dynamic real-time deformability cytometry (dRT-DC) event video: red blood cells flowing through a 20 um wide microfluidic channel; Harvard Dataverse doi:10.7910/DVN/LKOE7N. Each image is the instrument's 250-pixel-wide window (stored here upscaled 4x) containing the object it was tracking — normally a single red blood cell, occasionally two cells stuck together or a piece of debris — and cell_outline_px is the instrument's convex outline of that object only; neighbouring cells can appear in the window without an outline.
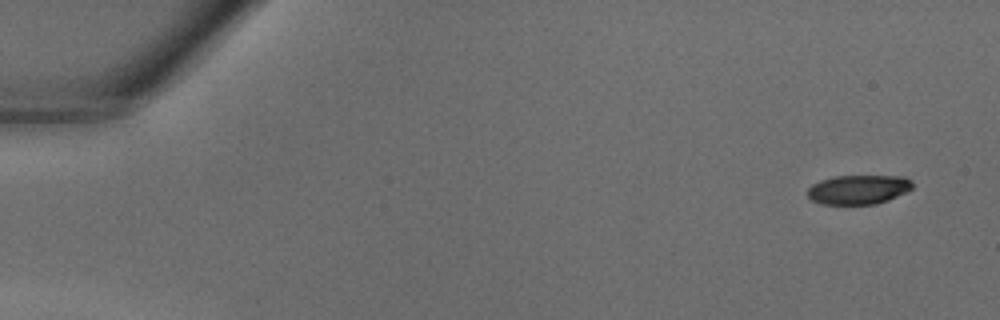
{"species": "common noctule bat (a hibernating species)", "species_latin": "Nyctalus noctula", "temperature_condition": "warm", "stored_images_in_passage": 39, "camera_frame_rate_fps": 3000, "um_per_image_px": 0.085, "animal": {"sex": "male", "body_mass_g": 18.8}, "frame": {"image": 1, "passage_image": 1, "time_ms": 0.0, "image_size_px": [1000, 320], "cell_outline_px": [[912, 188], [888, 200], [876, 204], [820, 204], [812, 200], [808, 196], [808, 188], [812, 184], [820, 180], [836, 176], [904, 176], [912, 180]], "centroid_in_image_um": [72.95, 16.11], "position_along_channel_um": 12.1, "area_um2": 17.86}}
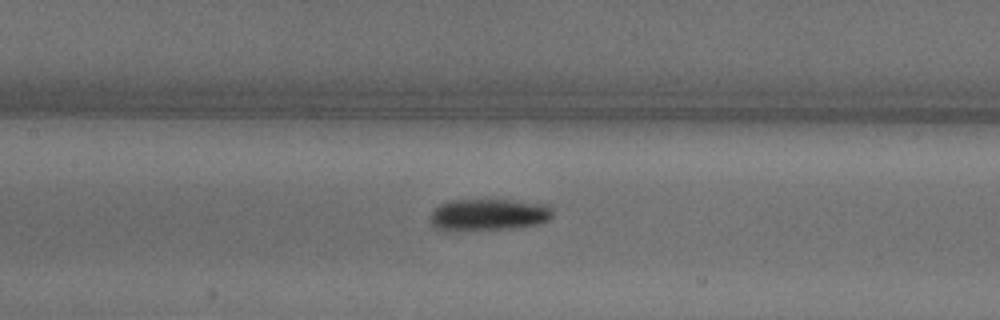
{"frame": {"image": 2, "passage_image": 18, "time_ms": 5.667, "image_size_px": [1000, 320], "cell_outline_px": [[552, 216], [548, 220], [536, 224], [512, 228], [436, 228], [432, 224], [432, 212], [440, 204], [452, 200], [508, 200], [548, 204], [552, 212]], "centroid_in_image_um": [41.6, 18.2], "position_along_channel_um": 165.8, "area_um2": 21.62}}
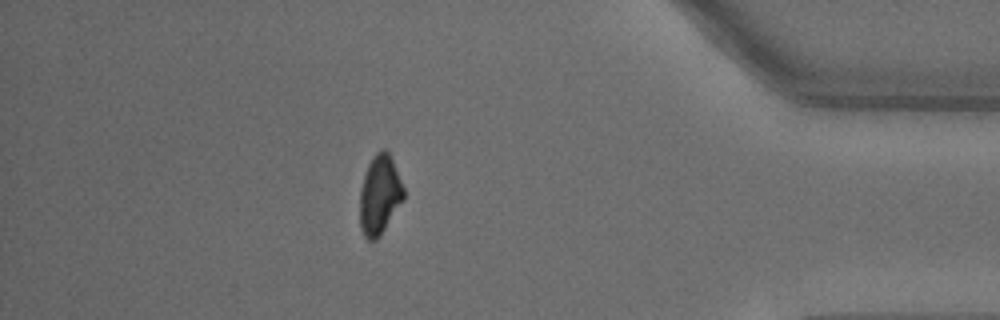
{"frame": {"image": 3, "passage_image": 34, "time_ms": 11.0, "image_size_px": [1000, 320], "cell_outline_px": [[404, 200], [380, 236], [376, 240], [368, 240], [364, 236], [360, 228], [360, 192], [364, 176], [368, 164], [372, 156], [380, 148], [384, 148], [388, 152], [392, 160], [404, 188]], "centroid_in_image_um": [32.27, 16.57], "position_along_channel_um": 402.9, "area_um2": 20.29}}